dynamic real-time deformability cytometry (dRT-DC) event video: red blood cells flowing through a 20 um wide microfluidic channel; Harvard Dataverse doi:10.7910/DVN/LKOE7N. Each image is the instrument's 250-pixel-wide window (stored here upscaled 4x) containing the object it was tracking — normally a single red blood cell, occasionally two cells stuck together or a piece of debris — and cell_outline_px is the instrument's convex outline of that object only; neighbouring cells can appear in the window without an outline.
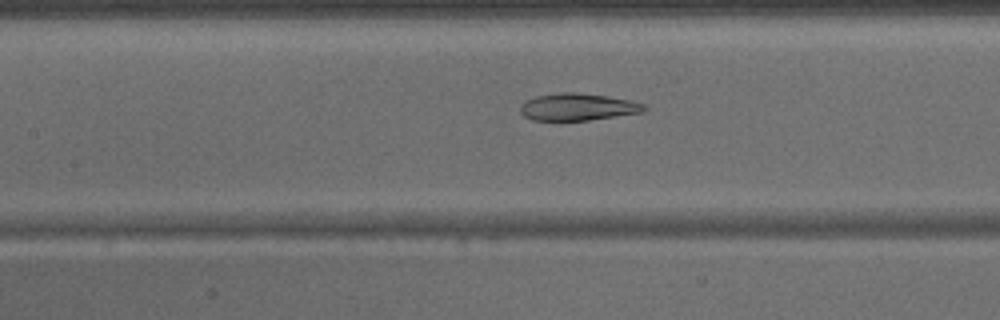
{"species": "common noctule bat (a hibernating species)", "species_latin": "Nyctalus noctula", "temperature_condition": "warm", "stored_images_in_passage": 44, "camera_frame_rate_fps": 3000, "um_per_image_px": 0.085, "animal": {"sex": "male", "body_mass_g": 15.6}, "frame": {"image": 1, "passage_image": 20, "time_ms": 6.333, "image_size_px": [1000, 320], "cell_outline_px": [[648, 108], [644, 112], [588, 120], [532, 120], [524, 116], [520, 112], [520, 104], [536, 96], [564, 92], [576, 92], [608, 96], [632, 100], [644, 104]], "centroid_in_image_um": [49.14, 9.09], "position_along_channel_um": 158.3, "area_um2": 19.59}}
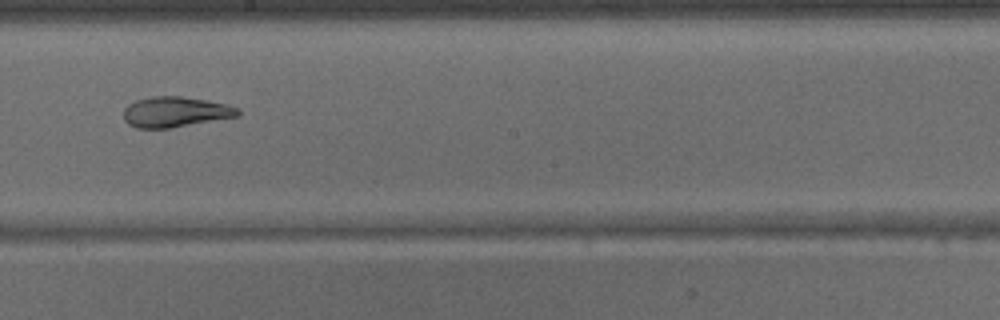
{"frame": {"image": 2, "passage_image": 25, "time_ms": 8.0, "image_size_px": [1000, 320], "cell_outline_px": [[240, 116], [168, 128], [136, 128], [128, 124], [124, 120], [124, 108], [128, 104], [136, 100], [152, 96], [180, 96], [228, 104], [236, 108], [240, 112]], "centroid_in_image_um": [14.88, 9.51], "position_along_channel_um": 233.3, "area_um2": 20.17}}
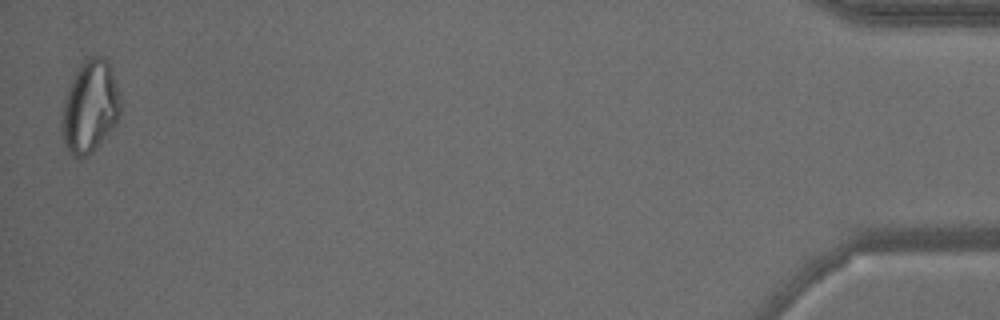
{"frame": {"image": 3, "passage_image": 44, "time_ms": 14.333, "image_size_px": [1000, 320], "cell_outline_px": [[120, 112], [116, 124], [96, 148], [88, 156], [80, 160], [76, 160], [68, 152], [60, 128], [60, 120], [64, 100], [72, 76], [80, 64], [88, 56], [104, 56], [108, 60], [112, 68], [120, 92]], "centroid_in_image_um": [7.64, 9.07], "position_along_channel_um": 427.6, "area_um2": 32.31}}